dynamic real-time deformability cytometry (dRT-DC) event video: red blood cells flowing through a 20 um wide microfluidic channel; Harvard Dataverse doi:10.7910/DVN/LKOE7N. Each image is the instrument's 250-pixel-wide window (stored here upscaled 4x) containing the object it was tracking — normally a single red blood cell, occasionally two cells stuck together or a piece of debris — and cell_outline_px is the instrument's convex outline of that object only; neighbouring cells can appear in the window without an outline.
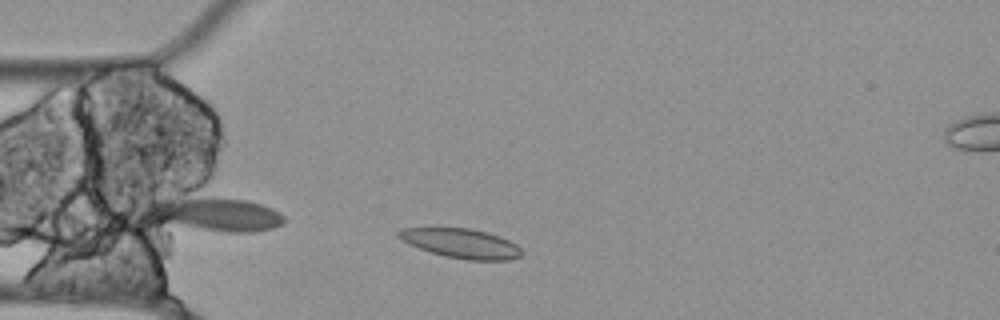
{"species": "Egyptian fruit bat (a non-hibernating species)", "species_latin": "Rousettus aegyptiacus", "temperature_condition": "cold", "stored_images_in_passage": 44, "camera_frame_rate_fps": 3000, "um_per_image_px": 0.085, "animal": {"sex": "female"}, "frame": {"image": 1, "passage_image": 2, "time_ms": 0.333, "image_size_px": [1000, 320], "cell_outline_px": [[524, 252], [520, 256], [508, 260], [468, 260], [444, 256], [420, 248], [396, 236], [396, 232], [404, 228], [468, 228], [500, 236], [516, 244]], "centroid_in_image_um": [39.23, 20.69], "position_along_channel_um": 45.8, "area_um2": 20.81}}
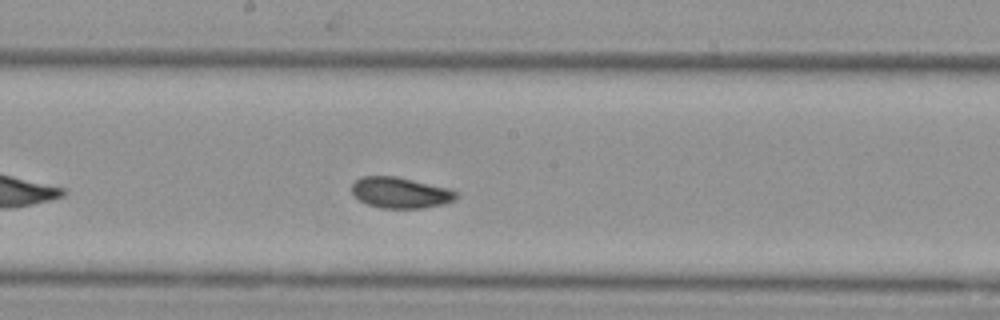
{"frame": {"image": 2, "passage_image": 17, "time_ms": 5.333, "image_size_px": [1000, 320], "cell_outline_px": [[460, 196], [456, 200], [444, 204], [420, 208], [380, 208], [368, 204], [360, 200], [352, 192], [352, 184], [360, 176], [396, 176], [452, 188]], "centroid_in_image_um": [34.09, 16.37], "position_along_channel_um": 214.1, "area_um2": 19.02}}
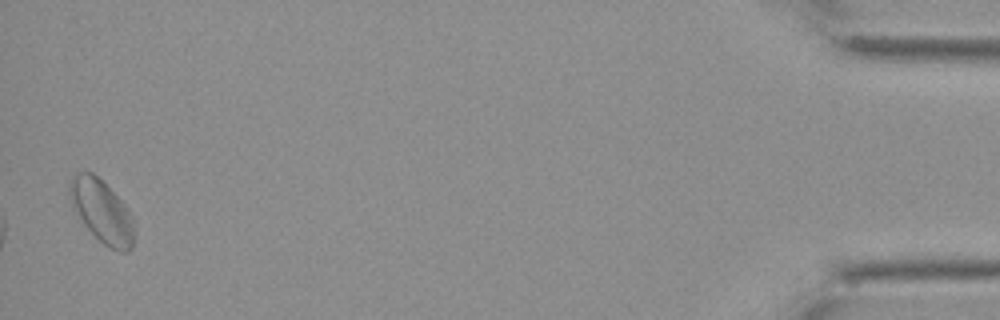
{"frame": {"image": 3, "passage_image": 43, "time_ms": 14.0, "image_size_px": [1000, 320], "cell_outline_px": [[136, 228], [132, 248], [128, 252], [120, 252], [108, 248], [84, 224], [72, 204], [68, 196], [68, 184], [72, 176], [76, 172], [92, 172], [124, 204]], "centroid_in_image_um": [8.65, 17.99], "position_along_channel_um": 426.5, "area_um2": 23.29}, "authors_computed_cell_mechanics": {"area_um2": 19.6231, "velocity_mm_per_s": 3.4611, "shape_relaxation_time_tau1_ms": 0.2363, "shape_relaxation_time_tau2_ms": null, "deformation_change_tau1": null, "deformation_change_tau2": null}}